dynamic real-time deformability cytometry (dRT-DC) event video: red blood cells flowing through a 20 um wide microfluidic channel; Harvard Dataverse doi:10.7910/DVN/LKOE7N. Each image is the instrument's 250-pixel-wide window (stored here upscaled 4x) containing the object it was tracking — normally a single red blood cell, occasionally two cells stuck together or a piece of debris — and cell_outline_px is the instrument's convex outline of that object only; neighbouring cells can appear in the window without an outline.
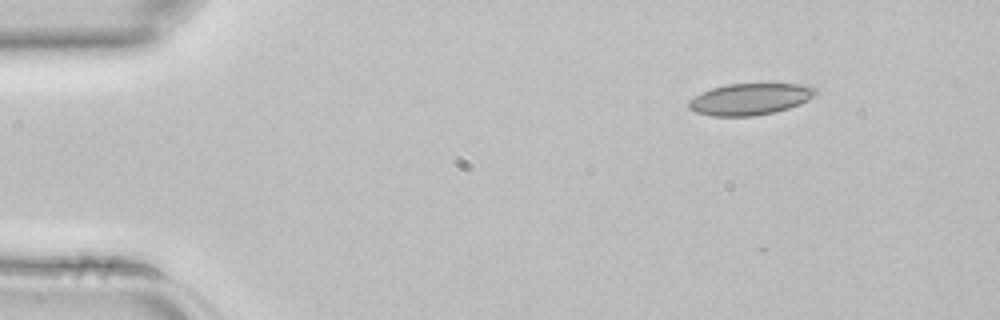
{"species": "common noctule bat (a hibernating species)", "species_latin": "Nyctalus noctula", "temperature_condition": "room temperature", "stored_images_in_passage": 4, "camera_frame_rate_fps": 3000, "um_per_image_px": 0.085, "animal": {"sex": "female", "body_mass_g": 22.7, "forearm_length_mm": 54.2}, "frame": {"image": 1, "passage_image": 1, "time_ms": 0.0, "image_size_px": [1000, 320], "cell_outline_px": [[816, 92], [808, 100], [800, 104], [776, 112], [752, 116], [712, 116], [696, 112], [688, 108], [688, 100], [712, 88], [728, 84], [812, 84], [816, 88]], "centroid_in_image_um": [63.78, 8.42], "position_along_channel_um": 21.2, "area_um2": 23.29}}
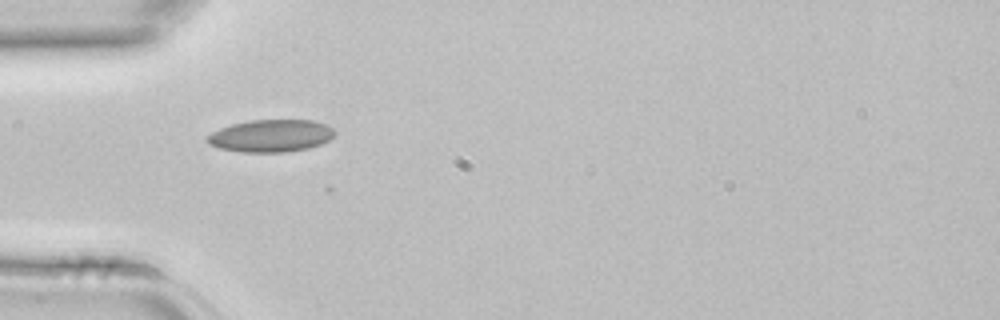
{"frame": {"image": 2, "passage_image": 3, "time_ms": 0.667, "image_size_px": [1000, 320], "cell_outline_px": [[336, 132], [328, 140], [320, 144], [308, 148], [284, 152], [240, 152], [220, 148], [208, 144], [204, 140], [212, 132], [220, 128], [232, 124], [252, 120], [312, 120], [328, 124]], "centroid_in_image_um": [23.01, 11.54], "position_along_channel_um": 62.0, "area_um2": 24.04}}